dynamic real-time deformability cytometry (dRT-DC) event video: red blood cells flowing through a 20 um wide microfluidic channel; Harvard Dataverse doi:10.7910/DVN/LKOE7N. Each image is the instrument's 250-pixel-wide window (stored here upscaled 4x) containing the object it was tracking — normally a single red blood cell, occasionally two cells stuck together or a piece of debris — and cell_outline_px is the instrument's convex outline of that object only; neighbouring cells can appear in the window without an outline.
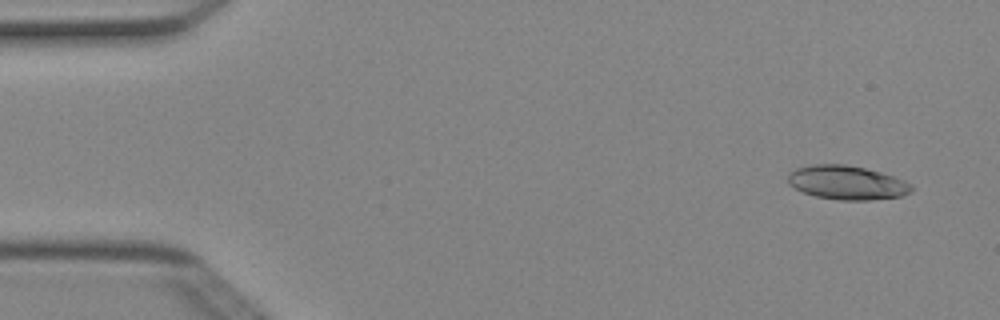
{"species": "Egyptian fruit bat (a non-hibernating species)", "species_latin": "Rousettus aegyptiacus", "temperature_condition": "cold", "stored_images_in_passage": 3, "camera_frame_rate_fps": 3000, "um_per_image_px": 0.085, "animal": {"sex": "female"}, "frame": {"image": 1, "passage_image": 1, "time_ms": 0.0, "image_size_px": [1000, 320], "cell_outline_px": [[912, 192], [904, 196], [872, 200], [840, 200], [816, 196], [804, 192], [788, 184], [788, 172], [796, 168], [812, 164], [844, 164], [864, 168], [880, 172], [904, 180], [912, 184]], "centroid_in_image_um": [72.0, 15.52], "position_along_channel_um": 13.0, "area_um2": 24.51}}